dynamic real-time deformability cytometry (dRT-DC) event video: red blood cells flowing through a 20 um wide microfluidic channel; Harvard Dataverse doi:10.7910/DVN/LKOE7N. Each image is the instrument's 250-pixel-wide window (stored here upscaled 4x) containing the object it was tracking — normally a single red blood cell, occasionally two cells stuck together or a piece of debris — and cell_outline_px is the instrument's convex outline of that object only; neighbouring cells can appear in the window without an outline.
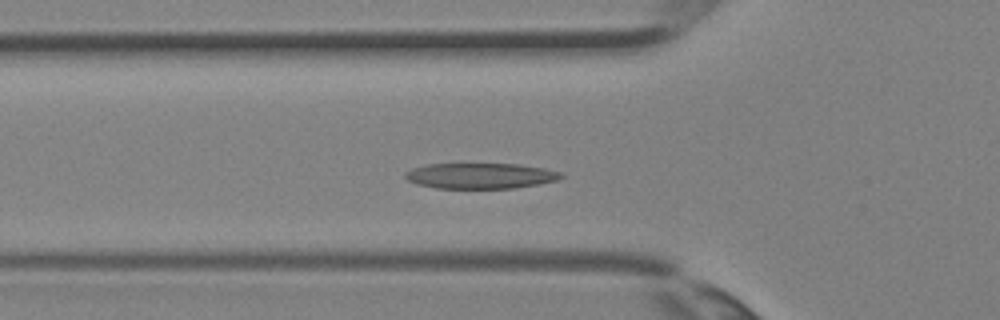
{"species": "Egyptian fruit bat (a non-hibernating species)", "species_latin": "Rousettus aegyptiacus", "temperature_condition": "room temperature", "stored_images_in_passage": 34, "camera_frame_rate_fps": 3000, "um_per_image_px": 0.085, "animal": {"sex": "female"}, "frame": {"image": 1, "passage_image": 10, "time_ms": 3.0, "image_size_px": [1000, 320], "cell_outline_px": [[564, 176], [560, 180], [540, 184], [512, 188], [436, 188], [416, 184], [408, 180], [404, 176], [404, 172], [412, 168], [428, 164], [520, 164], [544, 168], [560, 172]], "centroid_in_image_um": [40.85, 14.94], "position_along_channel_um": 85.0, "area_um2": 23.35}}
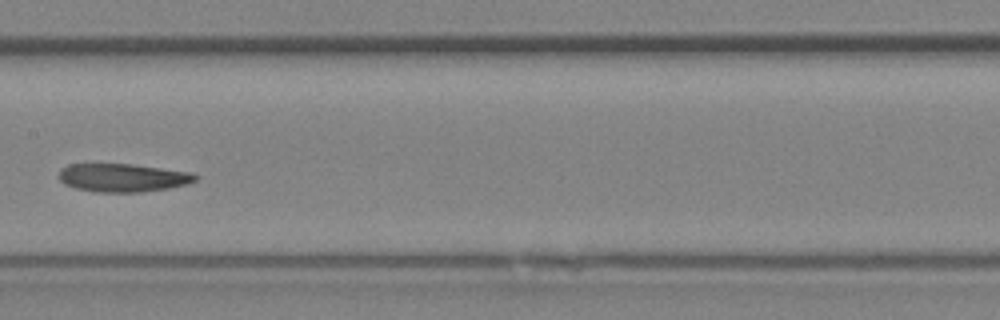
{"frame": {"image": 2, "passage_image": 16, "time_ms": 5.0, "image_size_px": [1000, 320], "cell_outline_px": [[200, 176], [196, 180], [188, 184], [168, 188], [140, 192], [96, 192], [76, 188], [64, 184], [60, 180], [60, 168], [68, 164], [132, 164], [192, 172]], "centroid_in_image_um": [10.46, 15.1], "position_along_channel_um": 196.9, "area_um2": 22.54}}
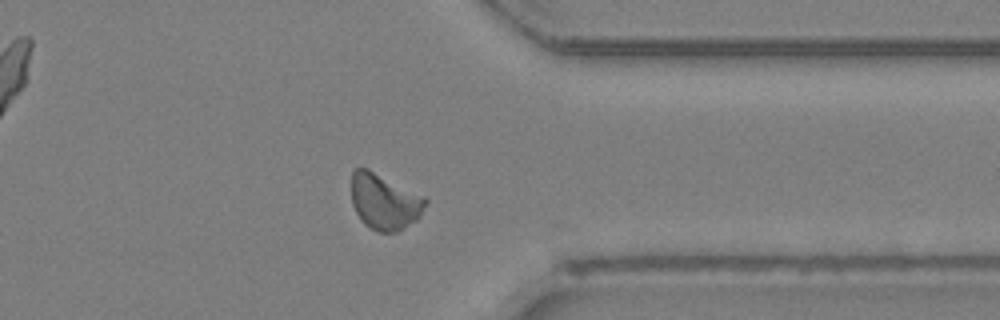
{"frame": {"image": 3, "passage_image": 26, "time_ms": 8.333, "image_size_px": [1000, 320], "cell_outline_px": [[428, 200], [420, 216], [416, 220], [404, 228], [396, 232], [376, 232], [368, 228], [360, 220], [352, 204], [352, 172], [356, 168], [368, 168], [424, 196]], "centroid_in_image_um": [32.67, 17.15], "position_along_channel_um": 378.7, "area_um2": 24.22}}